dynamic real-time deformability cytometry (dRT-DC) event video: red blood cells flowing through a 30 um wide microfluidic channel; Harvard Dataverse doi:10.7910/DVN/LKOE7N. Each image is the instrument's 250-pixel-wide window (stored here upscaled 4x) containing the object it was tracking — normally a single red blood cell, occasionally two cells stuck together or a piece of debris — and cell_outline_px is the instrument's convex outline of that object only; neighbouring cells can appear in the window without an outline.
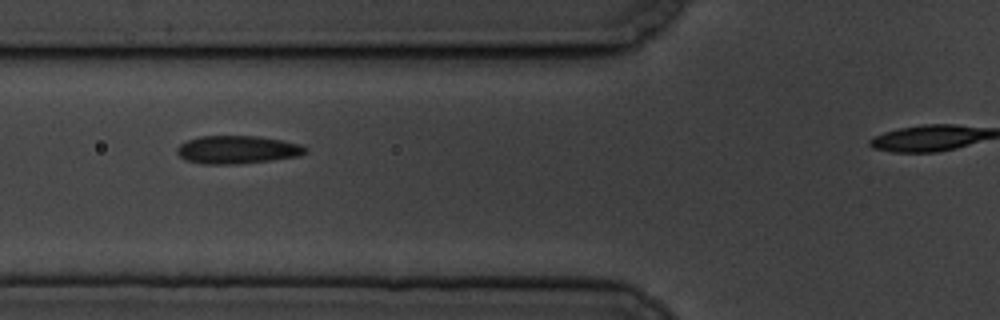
{"species": "common noctule bat (a hibernating species)", "species_latin": "Nyctalus noctula", "temperature_condition": "cold", "stored_images_in_passage": 9, "segment_of_instrument_passage": [1, 2], "camera_frame_rate_fps": 3000, "um_per_image_px": 0.085, "animal": {"sex": "male", "body_mass_g": 19.5, "forearm_length_mm": 54.6}, "frame": {"image": 1, "passage_image": 4, "time_ms": 3.0, "image_size_px": [1000, 320], "cell_outline_px": [[308, 152], [300, 156], [272, 160], [236, 164], [204, 164], [184, 160], [176, 152], [176, 148], [180, 144], [188, 140], [200, 136], [256, 136], [284, 140], [304, 144], [308, 148]], "centroid_in_image_um": [20.22, 12.72], "position_along_channel_um": 105.6, "area_um2": 21.27}}
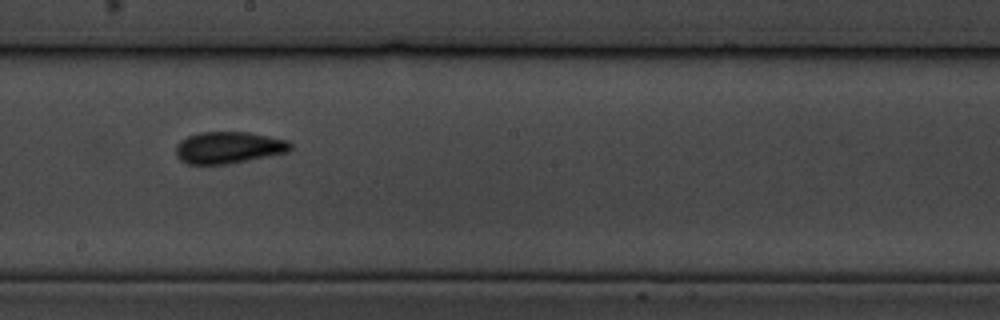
{"frame": {"image": 2, "passage_image": 7, "time_ms": 6.667, "image_size_px": [1000, 320], "cell_outline_px": [[292, 148], [288, 152], [228, 164], [188, 164], [180, 160], [176, 156], [176, 144], [180, 140], [188, 136], [200, 132], [248, 132], [288, 140], [292, 144]], "centroid_in_image_um": [19.42, 12.54], "position_along_channel_um": 228.8, "area_um2": 21.27}}
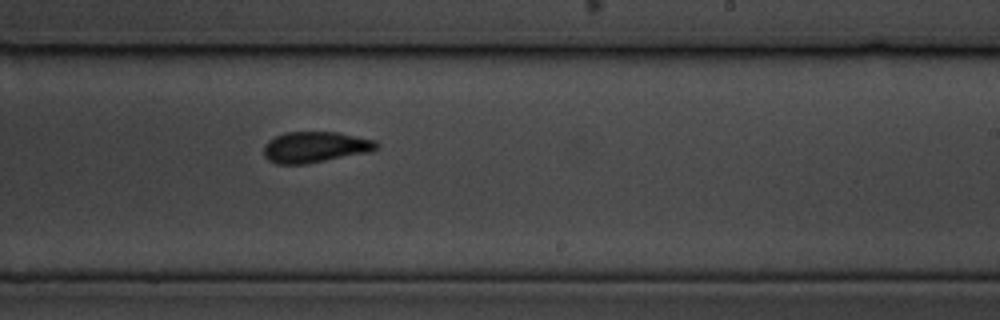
{"frame": {"image": 3, "passage_image": 8, "time_ms": 7.667, "image_size_px": [1000, 320], "cell_outline_px": [[380, 148], [372, 152], [304, 164], [276, 164], [268, 160], [264, 156], [264, 144], [268, 140], [284, 132], [340, 132], [376, 140], [380, 144]], "centroid_in_image_um": [26.84, 12.5], "position_along_channel_um": 262.2, "area_um2": 20.69}}